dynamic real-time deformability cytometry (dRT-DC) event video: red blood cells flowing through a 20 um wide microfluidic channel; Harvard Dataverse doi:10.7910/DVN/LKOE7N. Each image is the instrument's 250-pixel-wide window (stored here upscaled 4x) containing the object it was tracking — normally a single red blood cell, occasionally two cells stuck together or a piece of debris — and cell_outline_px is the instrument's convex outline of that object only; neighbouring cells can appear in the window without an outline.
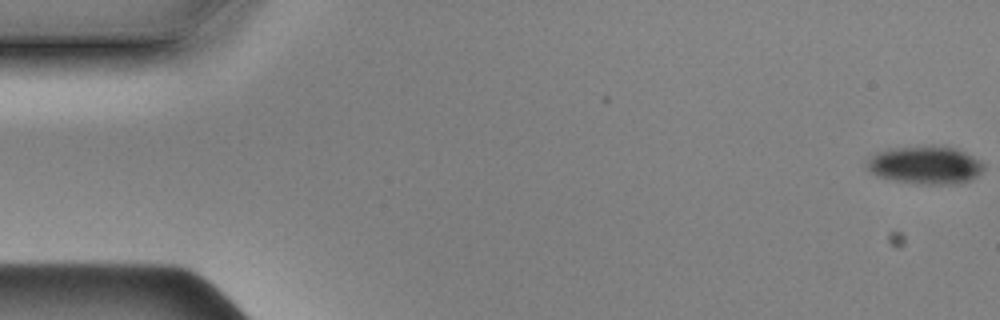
{"species": "Egyptian fruit bat (a non-hibernating species)", "species_latin": "Rousettus aegyptiacus", "temperature_condition": "cold", "stored_images_in_passage": 17, "camera_frame_rate_fps": 3000, "um_per_image_px": 0.085, "animal": {"sex": "male"}, "frame": {"image": 1, "passage_image": 1, "time_ms": 0.0, "image_size_px": [1000, 320], "cell_outline_px": [[984, 168], [972, 180], [964, 184], [916, 184], [892, 180], [880, 176], [872, 172], [868, 168], [868, 160], [876, 152], [888, 148], [932, 144], [952, 148], [964, 152], [980, 160], [984, 164]], "centroid_in_image_um": [78.68, 14.02], "position_along_channel_um": 6.3, "area_um2": 26.13}}
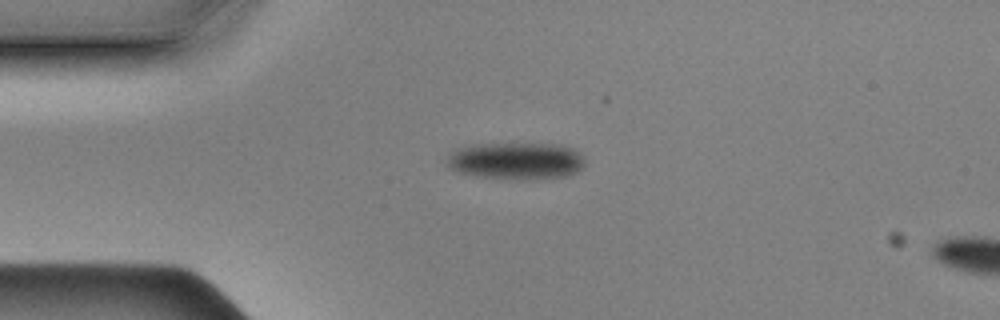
{"frame": {"image": 2, "passage_image": 14, "time_ms": 4.333, "image_size_px": [1000, 320], "cell_outline_px": [[584, 164], [576, 172], [568, 176], [480, 176], [456, 172], [448, 168], [444, 164], [444, 160], [448, 152], [452, 148], [472, 144], [564, 144], [572, 148], [584, 156]], "centroid_in_image_um": [43.75, 13.6], "position_along_channel_um": 41.3, "area_um2": 29.19}}